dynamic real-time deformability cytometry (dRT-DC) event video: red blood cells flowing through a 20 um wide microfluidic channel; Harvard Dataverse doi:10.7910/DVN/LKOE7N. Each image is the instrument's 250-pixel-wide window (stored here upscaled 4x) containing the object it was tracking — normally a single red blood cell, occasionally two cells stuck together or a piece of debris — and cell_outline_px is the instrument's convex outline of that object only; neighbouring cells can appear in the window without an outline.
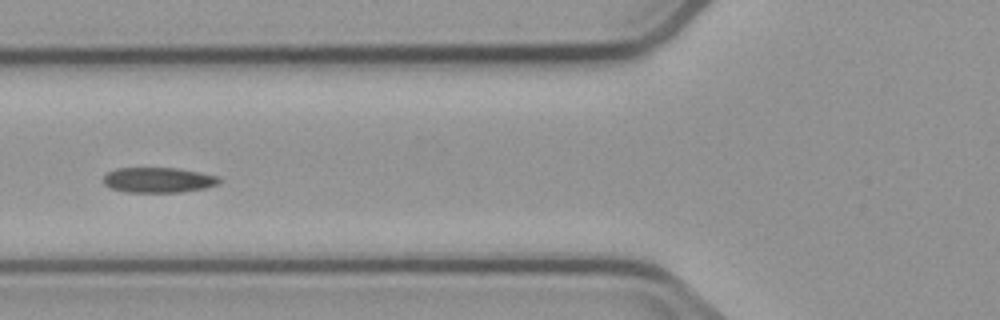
{"species": "common noctule bat (a hibernating species)", "species_latin": "Nyctalus noctula", "temperature_condition": "cold", "stored_images_in_passage": 6, "camera_frame_rate_fps": 3000, "um_per_image_px": 0.085, "animal": {"sex": "male", "body_mass_g": 23.1, "forearm_length_mm": 52.7}, "frame": {"image": 1, "passage_image": 3, "time_ms": 2.333, "image_size_px": [1000, 320], "cell_outline_px": [[220, 184], [204, 188], [184, 192], [124, 192], [112, 188], [104, 184], [104, 176], [108, 172], [116, 168], [176, 168], [200, 172], [220, 176]], "centroid_in_image_um": [13.49, 15.3], "position_along_channel_um": 112.3, "area_um2": 17.11}}
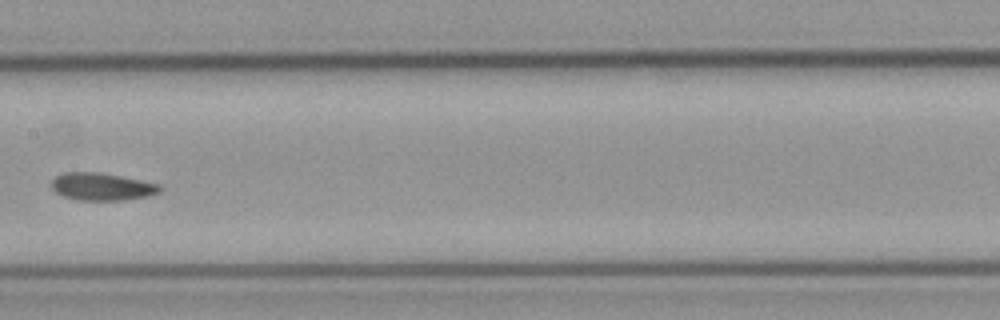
{"frame": {"image": 2, "passage_image": 5, "time_ms": 4.667, "image_size_px": [1000, 320], "cell_outline_px": [[164, 188], [160, 192], [148, 196], [124, 200], [76, 200], [64, 196], [56, 192], [52, 188], [52, 180], [56, 176], [64, 172], [96, 172], [120, 176], [160, 184]], "centroid_in_image_um": [8.68, 15.87], "position_along_channel_um": 198.7, "area_um2": 17.34}}
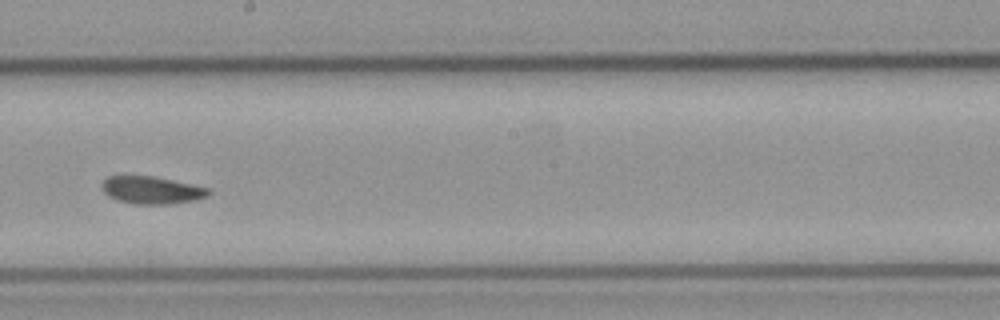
{"frame": {"image": 3, "passage_image": 6, "time_ms": 5.667, "image_size_px": [1000, 320], "cell_outline_px": [[212, 192], [208, 196], [196, 200], [172, 204], [132, 204], [116, 200], [108, 196], [104, 192], [100, 184], [108, 176], [152, 176], [208, 188]], "centroid_in_image_um": [12.87, 16.18], "position_along_channel_um": 235.3, "area_um2": 17.11}}